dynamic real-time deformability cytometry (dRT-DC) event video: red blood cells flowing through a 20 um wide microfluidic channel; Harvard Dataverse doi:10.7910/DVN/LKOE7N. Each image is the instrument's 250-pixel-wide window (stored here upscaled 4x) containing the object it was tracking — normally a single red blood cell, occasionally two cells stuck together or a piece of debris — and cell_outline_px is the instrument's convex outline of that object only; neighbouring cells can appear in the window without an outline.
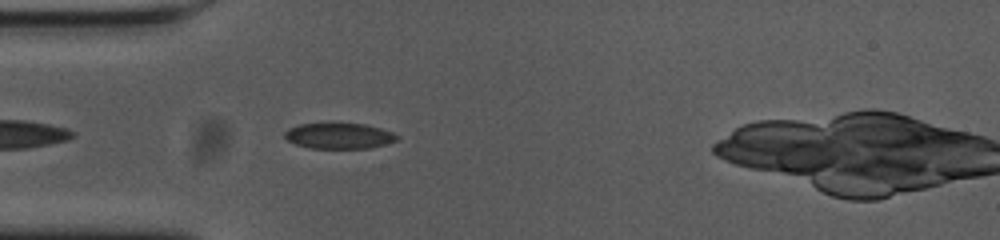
{"species": "common noctule bat (a hibernating species)", "species_latin": "Nyctalus noctula", "temperature_condition": "cold", "stored_images_in_passage": 17, "camera_frame_rate_fps": 3000, "um_per_image_px": 0.085, "animal": {"sex": "female", "body_mass_g": 23.0, "forearm_length_mm": 53.4}, "frame": {"image": 1, "passage_image": 4, "time_ms": 1.0, "image_size_px": [1000, 240], "cell_outline_px": [[400, 140], [368, 148], [312, 148], [296, 144], [288, 140], [284, 136], [284, 132], [288, 128], [300, 124], [364, 124], [380, 128], [392, 132], [400, 136]], "centroid_in_image_um": [28.84, 11.55], "position_along_channel_um": 56.2, "area_um2": 16.65}}
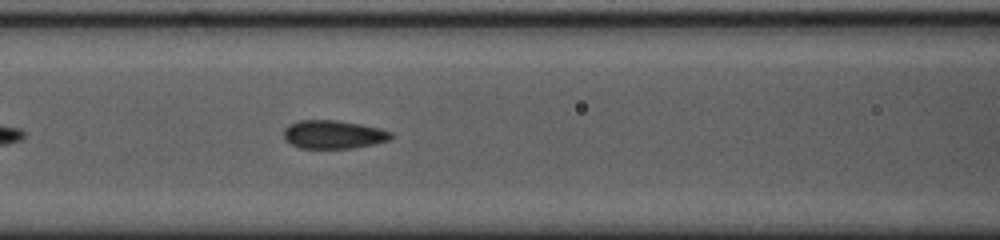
{"frame": {"image": 2, "passage_image": 11, "time_ms": 3.333, "image_size_px": [1000, 240], "cell_outline_px": [[392, 136], [388, 140], [372, 144], [352, 148], [300, 148], [284, 140], [284, 128], [288, 124], [300, 120], [336, 120], [380, 128], [392, 132]], "centroid_in_image_um": [28.3, 11.42], "position_along_channel_um": 138.3, "area_um2": 17.63}}
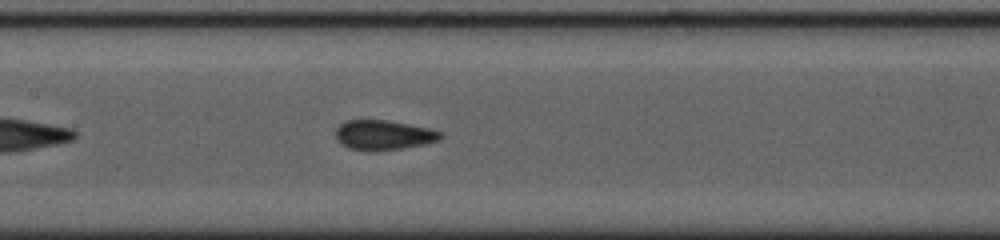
{"frame": {"image": 3, "passage_image": 14, "time_ms": 4.333, "image_size_px": [1000, 240], "cell_outline_px": [[444, 136], [440, 140], [424, 144], [400, 148], [352, 148], [344, 144], [336, 136], [336, 128], [340, 124], [348, 120], [388, 120], [428, 128], [444, 132]], "centroid_in_image_um": [32.69, 11.42], "position_along_channel_um": 174.7, "area_um2": 17.34}}